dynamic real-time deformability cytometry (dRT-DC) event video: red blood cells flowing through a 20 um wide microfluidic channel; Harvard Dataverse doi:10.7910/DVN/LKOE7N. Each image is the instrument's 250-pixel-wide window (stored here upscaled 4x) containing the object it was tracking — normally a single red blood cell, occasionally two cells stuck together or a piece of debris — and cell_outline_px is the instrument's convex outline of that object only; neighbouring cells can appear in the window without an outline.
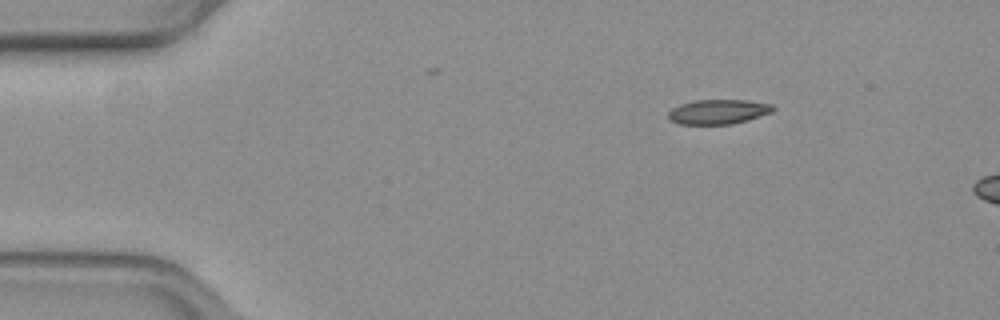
{"species": "common noctule bat (a hibernating species)", "species_latin": "Nyctalus noctula", "temperature_condition": "warm", "stored_images_in_passage": 10, "camera_frame_rate_fps": 3000, "um_per_image_px": 0.085, "animal": {"sex": "female", "body_mass_g": 19.3, "forearm_length_mm": 54.1}, "frame": {"image": 1, "passage_image": 1, "time_ms": 0.0, "image_size_px": [1000, 320], "cell_outline_px": [[776, 108], [772, 112], [748, 120], [732, 124], [680, 124], [668, 120], [668, 112], [672, 108], [680, 104], [696, 100], [748, 100], [772, 104]], "centroid_in_image_um": [61.05, 9.5], "position_along_channel_um": 23.9, "area_um2": 15.14}}
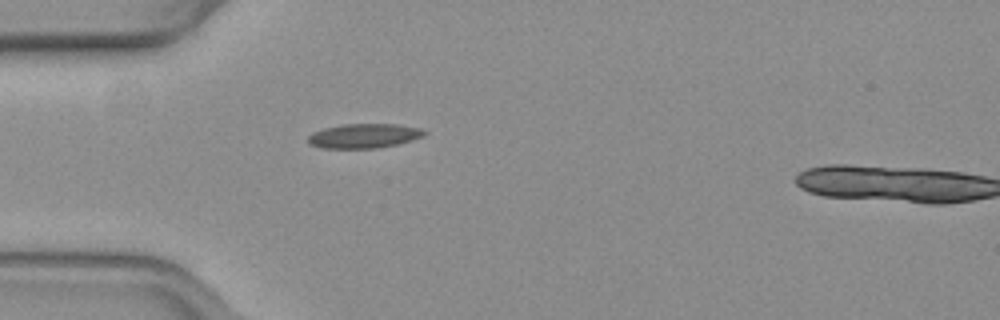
{"frame": {"image": 2, "passage_image": 9, "time_ms": 2.667, "image_size_px": [1000, 320], "cell_outline_px": [[428, 132], [424, 136], [412, 140], [396, 144], [376, 148], [320, 148], [308, 144], [308, 136], [312, 132], [324, 128], [344, 124], [396, 124], [424, 128]], "centroid_in_image_um": [30.95, 11.54], "position_along_channel_um": 54.0, "area_um2": 16.7}}